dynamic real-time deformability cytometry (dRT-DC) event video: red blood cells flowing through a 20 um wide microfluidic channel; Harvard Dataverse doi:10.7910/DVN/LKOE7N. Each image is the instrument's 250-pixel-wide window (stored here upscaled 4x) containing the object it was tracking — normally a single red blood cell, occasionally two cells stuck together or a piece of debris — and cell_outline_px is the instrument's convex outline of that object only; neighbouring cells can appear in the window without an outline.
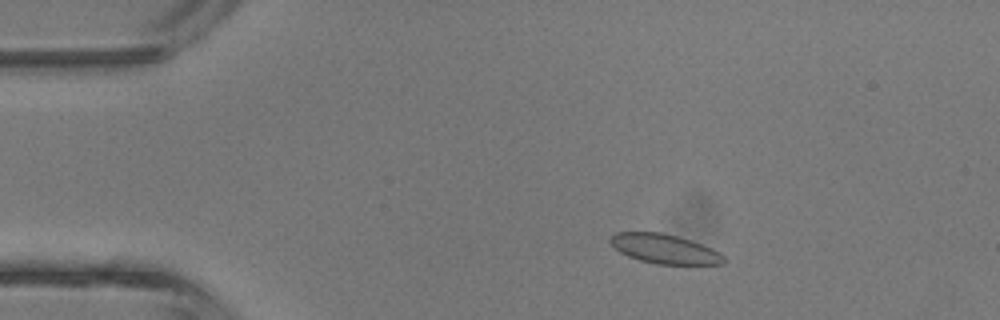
{"species": "common noctule bat (a hibernating species)", "species_latin": "Nyctalus noctula", "temperature_condition": "room temperature", "stored_images_in_passage": 42, "camera_frame_rate_fps": 3000, "um_per_image_px": 0.085, "animal": {"sex": "male", "body_mass_g": 13.3}, "frame": {"image": 1, "passage_image": 6, "time_ms": 1.667, "image_size_px": [1000, 320], "cell_outline_px": [[724, 264], [656, 264], [640, 260], [628, 256], [620, 252], [608, 240], [616, 232], [660, 232], [676, 236], [712, 248], [720, 252], [724, 256]], "centroid_in_image_um": [56.48, 21.16], "position_along_channel_um": 28.5, "area_um2": 19.19}}
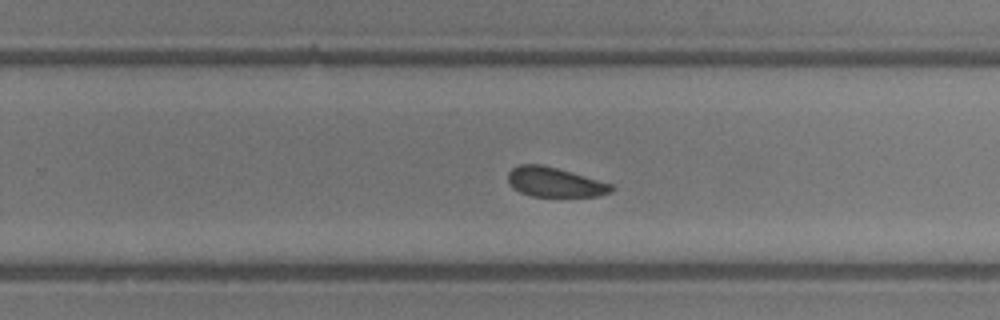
{"frame": {"image": 2, "passage_image": 26, "time_ms": 8.333, "image_size_px": [1000, 320], "cell_outline_px": [[616, 188], [612, 192], [600, 196], [532, 196], [520, 192], [508, 180], [508, 172], [512, 168], [520, 164], [540, 164], [556, 168], [612, 184]], "centroid_in_image_um": [47.19, 15.49], "position_along_channel_um": 282.6, "area_um2": 17.57}}
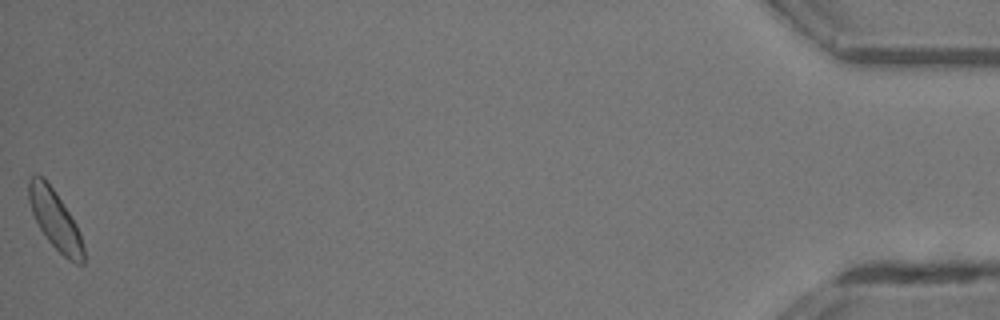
{"frame": {"image": 3, "passage_image": 42, "time_ms": 13.667, "image_size_px": [1000, 320], "cell_outline_px": [[84, 264], [76, 264], [68, 260], [48, 240], [40, 228], [32, 212], [28, 200], [28, 180], [36, 172], [44, 176], [76, 224], [80, 232], [84, 248]], "centroid_in_image_um": [4.67, 18.66], "position_along_channel_um": 430.5, "area_um2": 18.73}, "authors_computed_cell_mechanics": {"area_um2": 19.2185, "velocity_mm_per_s": 4.6982, "shape_relaxation_time_tau1_ms": 1.6804, "shape_relaxation_time_tau2_ms": null, "deformation_change_tau1": 0.05, "deformation_change_tau2": null}}